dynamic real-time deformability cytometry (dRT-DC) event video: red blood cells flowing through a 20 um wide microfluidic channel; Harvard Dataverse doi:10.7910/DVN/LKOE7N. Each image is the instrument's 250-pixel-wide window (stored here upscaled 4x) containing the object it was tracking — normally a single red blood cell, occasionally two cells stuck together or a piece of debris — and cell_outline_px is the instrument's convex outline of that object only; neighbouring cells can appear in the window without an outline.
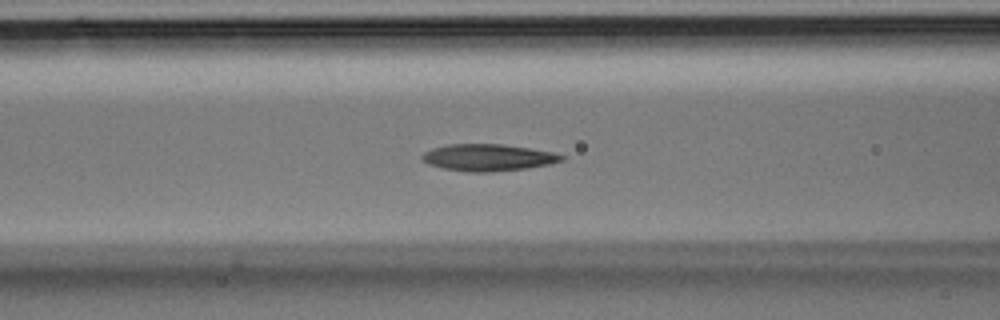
{"species": "Egyptian fruit bat (a non-hibernating species)", "species_latin": "Rousettus aegyptiacus", "temperature_condition": "room temperature", "stored_images_in_passage": 36, "camera_frame_rate_fps": 3000, "um_per_image_px": 0.085, "animal": {"sex": "male"}, "frame": {"image": 1, "passage_image": 14, "time_ms": 4.333, "image_size_px": [1000, 320], "cell_outline_px": [[568, 156], [564, 160], [548, 164], [528, 168], [492, 172], [468, 172], [444, 168], [428, 164], [420, 160], [420, 156], [424, 152], [432, 148], [448, 144], [504, 144], [556, 152]], "centroid_in_image_um": [41.51, 13.38], "position_along_channel_um": 125.1, "area_um2": 22.14}}
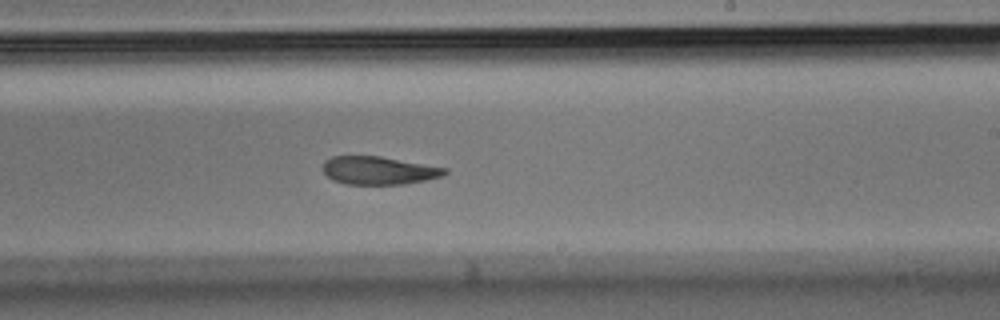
{"frame": {"image": 2, "passage_image": 21, "time_ms": 6.667, "image_size_px": [1000, 320], "cell_outline_px": [[448, 172], [444, 176], [404, 184], [344, 184], [332, 180], [320, 168], [320, 164], [324, 160], [332, 156], [380, 156], [448, 168]], "centroid_in_image_um": [32.15, 14.48], "position_along_channel_um": 256.9, "area_um2": 20.17}}
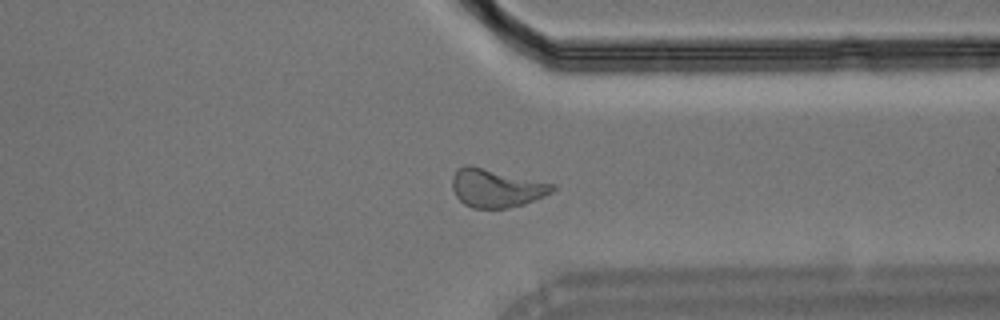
{"frame": {"image": 3, "passage_image": 27, "time_ms": 8.667, "image_size_px": [1000, 320], "cell_outline_px": [[556, 188], [552, 192], [544, 196], [524, 204], [504, 208], [472, 208], [464, 204], [456, 196], [452, 188], [452, 176], [456, 168], [468, 164], [472, 164], [556, 184]], "centroid_in_image_um": [42.17, 15.95], "position_along_channel_um": 369.2, "area_um2": 22.77}}